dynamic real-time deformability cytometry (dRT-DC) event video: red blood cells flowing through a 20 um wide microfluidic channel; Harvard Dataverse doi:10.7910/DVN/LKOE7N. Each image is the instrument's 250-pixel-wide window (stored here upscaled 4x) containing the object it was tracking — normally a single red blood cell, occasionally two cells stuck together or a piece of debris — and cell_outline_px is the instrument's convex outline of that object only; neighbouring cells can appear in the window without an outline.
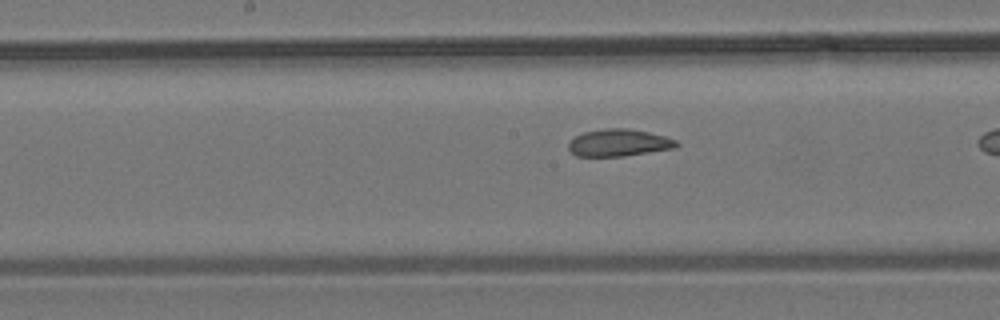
{"species": "common noctule bat (a hibernating species)", "species_latin": "Nyctalus noctula", "temperature_condition": "room temperature", "stored_images_in_passage": 28, "camera_frame_rate_fps": 3000, "um_per_image_px": 0.085, "animal": {"sex": "male", "body_mass_g": 19.2, "forearm_length_mm": 51.8}, "frame": {"image": 1, "passage_image": 24, "time_ms": 7.667, "image_size_px": [1000, 320], "cell_outline_px": [[680, 144], [676, 148], [624, 156], [576, 156], [568, 148], [568, 144], [576, 136], [584, 132], [604, 128], [628, 128], [648, 132], [664, 136], [676, 140]], "centroid_in_image_um": [52.62, 12.13], "position_along_channel_um": 195.6, "area_um2": 17.05}}